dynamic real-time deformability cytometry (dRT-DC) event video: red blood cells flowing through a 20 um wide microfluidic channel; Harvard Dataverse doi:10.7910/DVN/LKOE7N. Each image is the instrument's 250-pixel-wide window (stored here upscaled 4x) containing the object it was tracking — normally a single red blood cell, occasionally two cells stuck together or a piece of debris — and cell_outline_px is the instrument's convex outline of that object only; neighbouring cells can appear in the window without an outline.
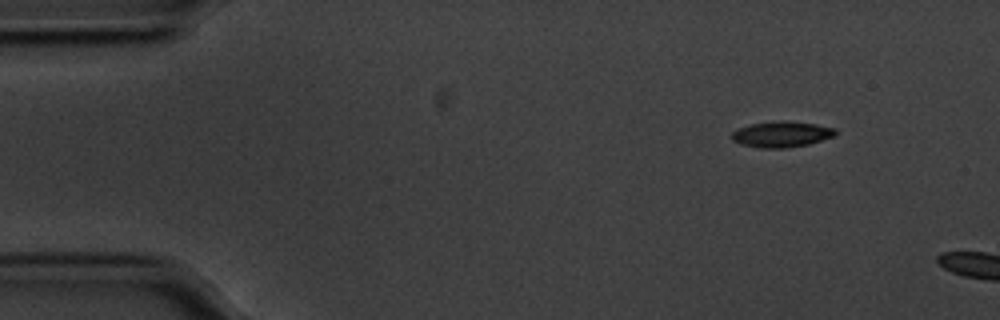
{"species": "common noctule bat (a hibernating species)", "species_latin": "Nyctalus noctula", "temperature_condition": "cold", "stored_images_in_passage": 4, "camera_frame_rate_fps": 3000, "um_per_image_px": 0.085, "animal": {"sex": "male", "body_mass_g": 20.1, "forearm_length_mm": 53.5}, "frame": {"image": 1, "passage_image": 1, "time_ms": 0.0, "image_size_px": [1000, 320], "cell_outline_px": [[836, 132], [832, 136], [808, 144], [784, 148], [764, 148], [744, 144], [732, 140], [732, 132], [736, 128], [752, 124], [780, 120], [788, 120], [816, 124], [836, 128]], "centroid_in_image_um": [66.42, 11.39], "position_along_channel_um": 18.6, "area_um2": 15.43}}